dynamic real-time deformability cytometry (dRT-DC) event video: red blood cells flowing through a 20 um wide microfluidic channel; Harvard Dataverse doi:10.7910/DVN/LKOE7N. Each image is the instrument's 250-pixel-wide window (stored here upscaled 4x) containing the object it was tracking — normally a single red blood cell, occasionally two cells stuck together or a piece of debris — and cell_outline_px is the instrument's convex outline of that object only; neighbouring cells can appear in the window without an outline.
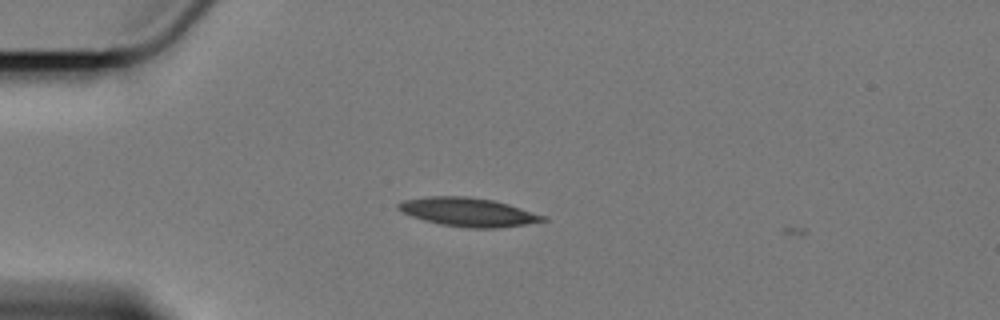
{"species": "Egyptian fruit bat (a non-hibernating species)", "species_latin": "Rousettus aegyptiacus", "temperature_condition": "cold", "stored_images_in_passage": 2, "camera_frame_rate_fps": 3000, "um_per_image_px": 0.085, "animal": {"sex": "female"}, "frame": {"image": 1, "passage_image": 1, "time_ms": 0.0, "image_size_px": [1000, 320], "cell_outline_px": [[548, 220], [524, 224], [496, 228], [468, 228], [440, 224], [424, 220], [412, 216], [396, 208], [396, 204], [404, 200], [424, 196], [468, 196], [492, 200], [508, 204], [548, 216]], "centroid_in_image_um": [39.79, 18.02], "position_along_channel_um": 45.2, "area_um2": 24.16}}